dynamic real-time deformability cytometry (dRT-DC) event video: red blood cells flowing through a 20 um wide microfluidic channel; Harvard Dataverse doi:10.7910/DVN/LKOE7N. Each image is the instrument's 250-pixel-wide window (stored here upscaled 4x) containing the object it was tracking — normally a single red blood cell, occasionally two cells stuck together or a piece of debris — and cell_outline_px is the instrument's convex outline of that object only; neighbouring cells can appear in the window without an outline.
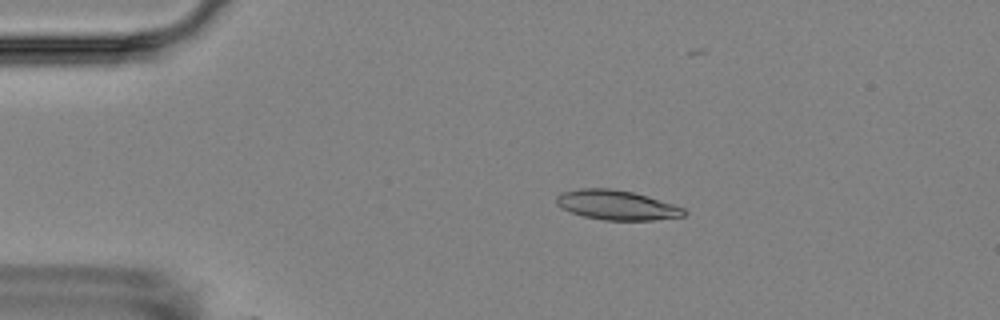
{"species": "Egyptian fruit bat (a non-hibernating species)", "species_latin": "Rousettus aegyptiacus", "temperature_condition": "room temperature", "stored_images_in_passage": 17, "camera_frame_rate_fps": 3000, "um_per_image_px": 0.085, "animal": {"sex": "female"}, "frame": {"image": 1, "passage_image": 4, "time_ms": 3.333, "image_size_px": [1000, 320], "cell_outline_px": [[688, 212], [684, 216], [652, 220], [604, 220], [584, 216], [560, 208], [556, 204], [556, 196], [564, 192], [580, 188], [608, 188], [632, 192], [648, 196], [684, 208]], "centroid_in_image_um": [52.41, 17.43], "position_along_channel_um": 32.6, "area_um2": 21.91}}
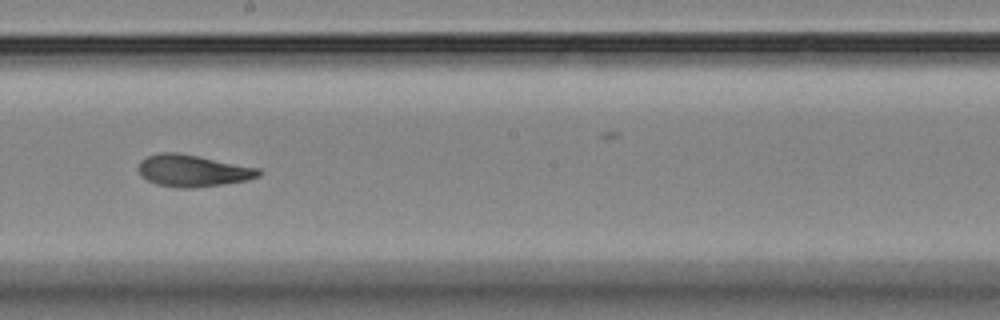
{"frame": {"image": 2, "passage_image": 10, "time_ms": 10.333, "image_size_px": [1000, 320], "cell_outline_px": [[264, 172], [260, 176], [248, 180], [192, 188], [180, 188], [156, 184], [140, 176], [136, 168], [140, 160], [148, 156], [160, 152], [176, 152], [260, 168]], "centroid_in_image_um": [16.37, 14.51], "position_along_channel_um": 231.8, "area_um2": 22.43}}
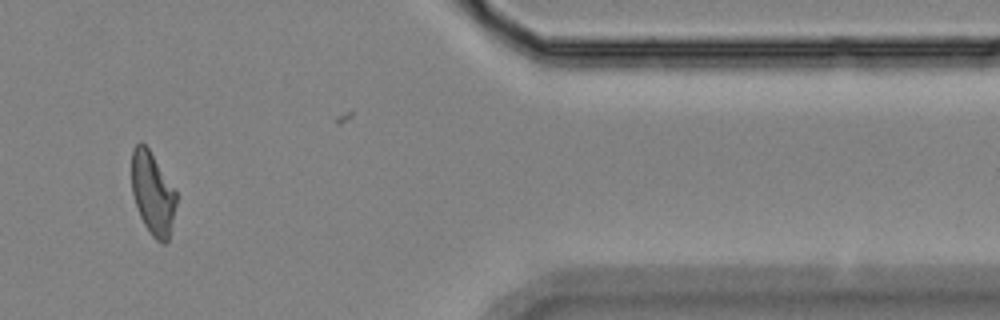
{"frame": {"image": 3, "passage_image": 15, "time_ms": 16.0, "image_size_px": [1000, 320], "cell_outline_px": [[176, 204], [168, 240], [164, 244], [160, 244], [152, 236], [144, 224], [140, 216], [132, 192], [132, 148], [140, 140], [148, 148], [176, 192]], "centroid_in_image_um": [12.96, 16.45], "position_along_channel_um": 398.4, "area_um2": 21.15}, "authors_computed_cell_mechanics": {"area_um2": 21.9062, "velocity_mm_per_s": 3.4964, "shape_relaxation_time_tau1_ms": 7.3436, "shape_relaxation_time_tau2_ms": 2.4771, "deformation_change_tau1": 0.1787, "deformation_change_tau2": 0.0737}}